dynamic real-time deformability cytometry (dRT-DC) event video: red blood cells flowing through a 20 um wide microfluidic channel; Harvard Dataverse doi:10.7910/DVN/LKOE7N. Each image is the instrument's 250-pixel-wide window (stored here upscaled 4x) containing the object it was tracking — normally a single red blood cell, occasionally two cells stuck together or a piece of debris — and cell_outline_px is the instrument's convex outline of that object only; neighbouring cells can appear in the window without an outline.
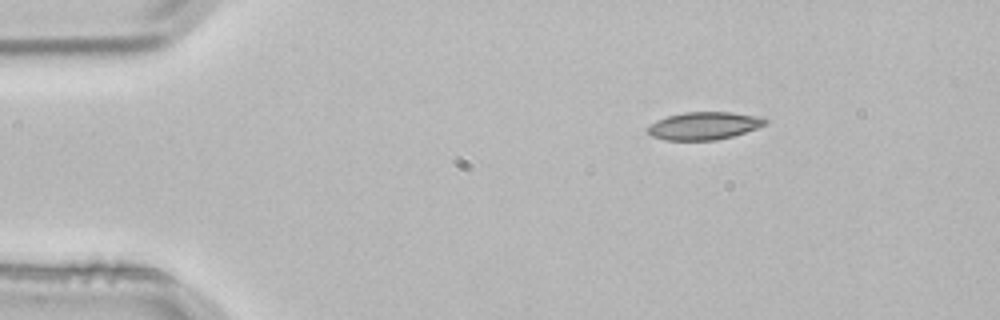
{"species": "common noctule bat (a hibernating species)", "species_latin": "Nyctalus noctula", "temperature_condition": "room temperature", "stored_images_in_passage": 2, "camera_frame_rate_fps": 3000, "um_per_image_px": 0.085, "animal": {"sex": "male", "body_mass_g": 21.5, "forearm_length_mm": 52.0}, "frame": {"image": 1, "passage_image": 1, "time_ms": 0.0, "image_size_px": [1000, 320], "cell_outline_px": [[768, 124], [732, 136], [716, 140], [664, 140], [652, 136], [648, 132], [648, 128], [656, 120], [668, 116], [684, 112], [732, 112], [752, 116], [768, 120]], "centroid_in_image_um": [59.82, 10.69], "position_along_channel_um": 25.2, "area_um2": 18.67}}